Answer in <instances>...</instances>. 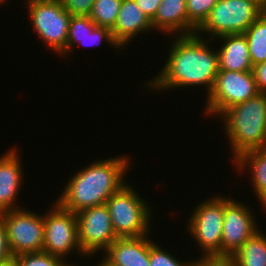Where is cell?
I'll return each mask as SVG.
<instances>
[{"mask_svg":"<svg viewBox=\"0 0 266 266\" xmlns=\"http://www.w3.org/2000/svg\"><path fill=\"white\" fill-rule=\"evenodd\" d=\"M202 36L196 33L172 36L175 40L170 45L164 67L145 87L156 93L177 87L204 86L208 96L219 73V56L217 49L208 46L210 39Z\"/></svg>","mask_w":266,"mask_h":266,"instance_id":"cell-1","label":"cell"},{"mask_svg":"<svg viewBox=\"0 0 266 266\" xmlns=\"http://www.w3.org/2000/svg\"><path fill=\"white\" fill-rule=\"evenodd\" d=\"M130 158L120 155L94 160L71 178L57 198L64 209L78 213L83 209L100 206L125 184L126 172L130 169Z\"/></svg>","mask_w":266,"mask_h":266,"instance_id":"cell-2","label":"cell"},{"mask_svg":"<svg viewBox=\"0 0 266 266\" xmlns=\"http://www.w3.org/2000/svg\"><path fill=\"white\" fill-rule=\"evenodd\" d=\"M220 117L232 148L231 162L242 153L266 148V93L230 107Z\"/></svg>","mask_w":266,"mask_h":266,"instance_id":"cell-3","label":"cell"},{"mask_svg":"<svg viewBox=\"0 0 266 266\" xmlns=\"http://www.w3.org/2000/svg\"><path fill=\"white\" fill-rule=\"evenodd\" d=\"M131 184H125L106 201L112 226L118 238L142 237L152 234V208Z\"/></svg>","mask_w":266,"mask_h":266,"instance_id":"cell-4","label":"cell"},{"mask_svg":"<svg viewBox=\"0 0 266 266\" xmlns=\"http://www.w3.org/2000/svg\"><path fill=\"white\" fill-rule=\"evenodd\" d=\"M266 11L258 0H218L196 34L215 40L225 34H244Z\"/></svg>","mask_w":266,"mask_h":266,"instance_id":"cell-5","label":"cell"},{"mask_svg":"<svg viewBox=\"0 0 266 266\" xmlns=\"http://www.w3.org/2000/svg\"><path fill=\"white\" fill-rule=\"evenodd\" d=\"M26 8L34 28L33 32L55 54L66 57V45L71 15L62 7L60 0H27Z\"/></svg>","mask_w":266,"mask_h":266,"instance_id":"cell-6","label":"cell"},{"mask_svg":"<svg viewBox=\"0 0 266 266\" xmlns=\"http://www.w3.org/2000/svg\"><path fill=\"white\" fill-rule=\"evenodd\" d=\"M188 218V233L202 250L201 257H221L224 196L215 195L193 208Z\"/></svg>","mask_w":266,"mask_h":266,"instance_id":"cell-7","label":"cell"},{"mask_svg":"<svg viewBox=\"0 0 266 266\" xmlns=\"http://www.w3.org/2000/svg\"><path fill=\"white\" fill-rule=\"evenodd\" d=\"M258 93L260 92L252 70L243 72L219 70L213 88L206 96L203 113L219 118L230 107L245 102Z\"/></svg>","mask_w":266,"mask_h":266,"instance_id":"cell-8","label":"cell"},{"mask_svg":"<svg viewBox=\"0 0 266 266\" xmlns=\"http://www.w3.org/2000/svg\"><path fill=\"white\" fill-rule=\"evenodd\" d=\"M53 204L52 209L44 213L43 251L61 257L65 262L72 252H77L80 258L85 257L79 244L76 214L56 201Z\"/></svg>","mask_w":266,"mask_h":266,"instance_id":"cell-9","label":"cell"},{"mask_svg":"<svg viewBox=\"0 0 266 266\" xmlns=\"http://www.w3.org/2000/svg\"><path fill=\"white\" fill-rule=\"evenodd\" d=\"M7 232L10 251L14 256L43 251L44 215L27 208L0 213Z\"/></svg>","mask_w":266,"mask_h":266,"instance_id":"cell-10","label":"cell"},{"mask_svg":"<svg viewBox=\"0 0 266 266\" xmlns=\"http://www.w3.org/2000/svg\"><path fill=\"white\" fill-rule=\"evenodd\" d=\"M256 216L248 204L224 195L221 258L229 259L257 231Z\"/></svg>","mask_w":266,"mask_h":266,"instance_id":"cell-11","label":"cell"},{"mask_svg":"<svg viewBox=\"0 0 266 266\" xmlns=\"http://www.w3.org/2000/svg\"><path fill=\"white\" fill-rule=\"evenodd\" d=\"M76 217L79 244L86 257L104 252L118 238L106 204L83 209Z\"/></svg>","mask_w":266,"mask_h":266,"instance_id":"cell-12","label":"cell"},{"mask_svg":"<svg viewBox=\"0 0 266 266\" xmlns=\"http://www.w3.org/2000/svg\"><path fill=\"white\" fill-rule=\"evenodd\" d=\"M18 151L10 148L0 156V213L22 208V205L20 207L16 204L24 181V170Z\"/></svg>","mask_w":266,"mask_h":266,"instance_id":"cell-13","label":"cell"},{"mask_svg":"<svg viewBox=\"0 0 266 266\" xmlns=\"http://www.w3.org/2000/svg\"><path fill=\"white\" fill-rule=\"evenodd\" d=\"M103 254L113 266H150V237L117 238Z\"/></svg>","mask_w":266,"mask_h":266,"instance_id":"cell-14","label":"cell"},{"mask_svg":"<svg viewBox=\"0 0 266 266\" xmlns=\"http://www.w3.org/2000/svg\"><path fill=\"white\" fill-rule=\"evenodd\" d=\"M154 30L164 35L180 36L195 34L197 28L188 20L186 0H161L154 18Z\"/></svg>","mask_w":266,"mask_h":266,"instance_id":"cell-15","label":"cell"},{"mask_svg":"<svg viewBox=\"0 0 266 266\" xmlns=\"http://www.w3.org/2000/svg\"><path fill=\"white\" fill-rule=\"evenodd\" d=\"M152 31L151 20L141 10L135 0H122L121 8L111 30L113 38L124 49L134 37L140 33ZM145 31V32H144Z\"/></svg>","mask_w":266,"mask_h":266,"instance_id":"cell-16","label":"cell"},{"mask_svg":"<svg viewBox=\"0 0 266 266\" xmlns=\"http://www.w3.org/2000/svg\"><path fill=\"white\" fill-rule=\"evenodd\" d=\"M105 41L116 50L122 49L113 38L112 32L106 27L97 26L90 16H71L69 21L66 56L74 50L78 44L83 47L100 45ZM77 44V45H76Z\"/></svg>","mask_w":266,"mask_h":266,"instance_id":"cell-17","label":"cell"},{"mask_svg":"<svg viewBox=\"0 0 266 266\" xmlns=\"http://www.w3.org/2000/svg\"><path fill=\"white\" fill-rule=\"evenodd\" d=\"M222 41L218 49L219 70L250 71L253 70L248 42L244 34H225L217 37Z\"/></svg>","mask_w":266,"mask_h":266,"instance_id":"cell-18","label":"cell"},{"mask_svg":"<svg viewBox=\"0 0 266 266\" xmlns=\"http://www.w3.org/2000/svg\"><path fill=\"white\" fill-rule=\"evenodd\" d=\"M234 163L237 173L240 171H250L252 187L259 205L266 211V148L254 149L242 153L236 158ZM239 170V171H238Z\"/></svg>","mask_w":266,"mask_h":266,"instance_id":"cell-19","label":"cell"},{"mask_svg":"<svg viewBox=\"0 0 266 266\" xmlns=\"http://www.w3.org/2000/svg\"><path fill=\"white\" fill-rule=\"evenodd\" d=\"M261 230L250 237L228 259L231 266H266V234Z\"/></svg>","mask_w":266,"mask_h":266,"instance_id":"cell-20","label":"cell"},{"mask_svg":"<svg viewBox=\"0 0 266 266\" xmlns=\"http://www.w3.org/2000/svg\"><path fill=\"white\" fill-rule=\"evenodd\" d=\"M252 65L266 61V11L244 33Z\"/></svg>","mask_w":266,"mask_h":266,"instance_id":"cell-21","label":"cell"},{"mask_svg":"<svg viewBox=\"0 0 266 266\" xmlns=\"http://www.w3.org/2000/svg\"><path fill=\"white\" fill-rule=\"evenodd\" d=\"M122 0H95L90 18L97 26L112 30L115 26Z\"/></svg>","mask_w":266,"mask_h":266,"instance_id":"cell-22","label":"cell"},{"mask_svg":"<svg viewBox=\"0 0 266 266\" xmlns=\"http://www.w3.org/2000/svg\"><path fill=\"white\" fill-rule=\"evenodd\" d=\"M14 259L17 266H64L67 263L61 257L44 251L22 253Z\"/></svg>","mask_w":266,"mask_h":266,"instance_id":"cell-23","label":"cell"},{"mask_svg":"<svg viewBox=\"0 0 266 266\" xmlns=\"http://www.w3.org/2000/svg\"><path fill=\"white\" fill-rule=\"evenodd\" d=\"M218 0H186L188 20L198 29Z\"/></svg>","mask_w":266,"mask_h":266,"instance_id":"cell-24","label":"cell"},{"mask_svg":"<svg viewBox=\"0 0 266 266\" xmlns=\"http://www.w3.org/2000/svg\"><path fill=\"white\" fill-rule=\"evenodd\" d=\"M150 238V266H188Z\"/></svg>","mask_w":266,"mask_h":266,"instance_id":"cell-25","label":"cell"},{"mask_svg":"<svg viewBox=\"0 0 266 266\" xmlns=\"http://www.w3.org/2000/svg\"><path fill=\"white\" fill-rule=\"evenodd\" d=\"M95 0H60L71 16H89Z\"/></svg>","mask_w":266,"mask_h":266,"instance_id":"cell-26","label":"cell"},{"mask_svg":"<svg viewBox=\"0 0 266 266\" xmlns=\"http://www.w3.org/2000/svg\"><path fill=\"white\" fill-rule=\"evenodd\" d=\"M13 258L7 239L6 227L0 218V264Z\"/></svg>","mask_w":266,"mask_h":266,"instance_id":"cell-27","label":"cell"},{"mask_svg":"<svg viewBox=\"0 0 266 266\" xmlns=\"http://www.w3.org/2000/svg\"><path fill=\"white\" fill-rule=\"evenodd\" d=\"M192 261V262H191ZM188 266H231L228 259L221 257H200L190 260Z\"/></svg>","mask_w":266,"mask_h":266,"instance_id":"cell-28","label":"cell"},{"mask_svg":"<svg viewBox=\"0 0 266 266\" xmlns=\"http://www.w3.org/2000/svg\"><path fill=\"white\" fill-rule=\"evenodd\" d=\"M253 74L260 93H266V61L253 66Z\"/></svg>","mask_w":266,"mask_h":266,"instance_id":"cell-29","label":"cell"},{"mask_svg":"<svg viewBox=\"0 0 266 266\" xmlns=\"http://www.w3.org/2000/svg\"><path fill=\"white\" fill-rule=\"evenodd\" d=\"M141 10L152 20L161 4V0H135Z\"/></svg>","mask_w":266,"mask_h":266,"instance_id":"cell-30","label":"cell"},{"mask_svg":"<svg viewBox=\"0 0 266 266\" xmlns=\"http://www.w3.org/2000/svg\"><path fill=\"white\" fill-rule=\"evenodd\" d=\"M0 266H17L14 257L6 262L0 264Z\"/></svg>","mask_w":266,"mask_h":266,"instance_id":"cell-31","label":"cell"},{"mask_svg":"<svg viewBox=\"0 0 266 266\" xmlns=\"http://www.w3.org/2000/svg\"><path fill=\"white\" fill-rule=\"evenodd\" d=\"M95 266H113L111 263H109L104 257L99 260V263H97Z\"/></svg>","mask_w":266,"mask_h":266,"instance_id":"cell-32","label":"cell"},{"mask_svg":"<svg viewBox=\"0 0 266 266\" xmlns=\"http://www.w3.org/2000/svg\"><path fill=\"white\" fill-rule=\"evenodd\" d=\"M258 1L266 9V0H258Z\"/></svg>","mask_w":266,"mask_h":266,"instance_id":"cell-33","label":"cell"},{"mask_svg":"<svg viewBox=\"0 0 266 266\" xmlns=\"http://www.w3.org/2000/svg\"><path fill=\"white\" fill-rule=\"evenodd\" d=\"M73 265H74V263L72 264V263H70V262H69V263L67 262L64 266H73ZM74 266H75V265H74Z\"/></svg>","mask_w":266,"mask_h":266,"instance_id":"cell-34","label":"cell"},{"mask_svg":"<svg viewBox=\"0 0 266 266\" xmlns=\"http://www.w3.org/2000/svg\"><path fill=\"white\" fill-rule=\"evenodd\" d=\"M6 1H9V0H0V5L4 4Z\"/></svg>","mask_w":266,"mask_h":266,"instance_id":"cell-35","label":"cell"}]
</instances>
